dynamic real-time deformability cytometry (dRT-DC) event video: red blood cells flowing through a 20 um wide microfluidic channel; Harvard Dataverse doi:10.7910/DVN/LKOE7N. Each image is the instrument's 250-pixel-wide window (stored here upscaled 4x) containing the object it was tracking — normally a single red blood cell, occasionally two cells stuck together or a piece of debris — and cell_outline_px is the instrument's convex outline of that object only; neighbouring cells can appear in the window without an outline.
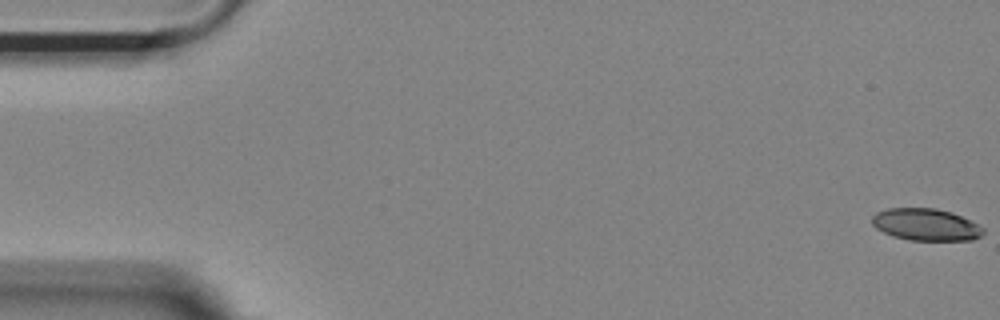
{"species": "Egyptian fruit bat (a non-hibernating species)", "species_latin": "Rousettus aegyptiacus", "temperature_condition": "room temperature", "stored_images_in_passage": 13, "camera_frame_rate_fps": 3000, "um_per_image_px": 0.085, "animal": {"sex": "female"}, "frame": {"image": 1, "passage_image": 1, "time_ms": 0.0, "image_size_px": [1000, 320], "cell_outline_px": [[984, 232], [980, 236], [972, 240], [908, 240], [892, 236], [876, 228], [872, 224], [872, 216], [876, 212], [888, 208], [936, 208], [952, 212], [984, 228]], "centroid_in_image_um": [78.67, 19.09], "position_along_channel_um": 6.3, "area_um2": 20.69}}